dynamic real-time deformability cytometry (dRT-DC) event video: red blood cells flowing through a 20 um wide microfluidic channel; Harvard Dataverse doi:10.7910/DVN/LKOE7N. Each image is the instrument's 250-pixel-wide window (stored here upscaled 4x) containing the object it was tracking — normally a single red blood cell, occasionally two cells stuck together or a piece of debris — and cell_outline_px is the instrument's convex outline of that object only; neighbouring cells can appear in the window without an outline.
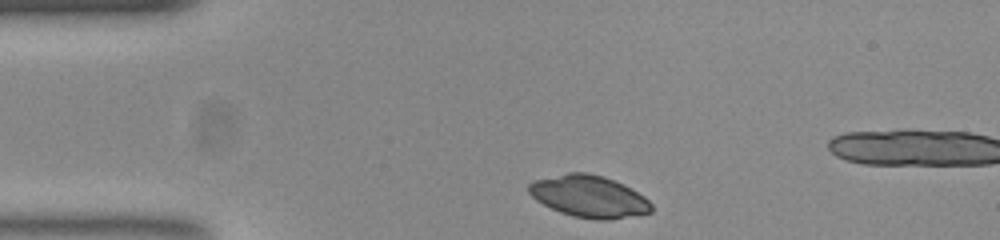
{"species": "common noctule bat (a hibernating species)", "species_latin": "Nyctalus noctula", "temperature_condition": "room temperature", "stored_images_in_passage": 6, "camera_frame_rate_fps": 3000, "um_per_image_px": 0.085, "animal": {"sex": "female", "body_mass_g": 23.0, "forearm_length_mm": 53.4}, "frame": {"image": 1, "passage_image": 1, "time_ms": 0.0, "image_size_px": [1000, 240], "cell_outline_px": [[652, 212], [608, 220], [596, 220], [572, 216], [560, 212], [536, 200], [528, 192], [528, 184], [536, 180], [568, 172], [588, 172], [604, 176], [624, 184], [644, 196], [652, 204]], "centroid_in_image_um": [50.07, 16.69], "position_along_channel_um": 34.9, "area_um2": 29.94}}